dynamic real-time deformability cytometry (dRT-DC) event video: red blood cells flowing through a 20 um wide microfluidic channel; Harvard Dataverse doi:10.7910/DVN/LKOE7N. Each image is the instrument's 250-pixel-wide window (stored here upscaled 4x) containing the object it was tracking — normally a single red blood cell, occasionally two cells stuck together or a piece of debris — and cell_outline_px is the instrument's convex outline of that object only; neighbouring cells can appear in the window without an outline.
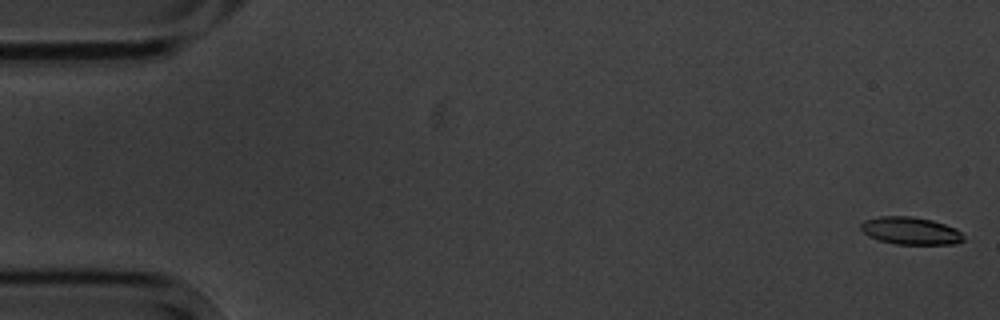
{"species": "common noctule bat (a hibernating species)", "species_latin": "Nyctalus noctula", "temperature_condition": "cold", "stored_images_in_passage": 6, "segment_of_instrument_passage": [1, 2], "camera_frame_rate_fps": 3000, "um_per_image_px": 0.085, "animal": {"sex": "male", "body_mass_g": 20.1, "forearm_length_mm": 53.5}, "frame": {"image": 1, "passage_image": 1, "time_ms": 0.0, "image_size_px": [1000, 320], "cell_outline_px": [[964, 240], [956, 244], [896, 244], [880, 240], [868, 236], [860, 228], [860, 224], [864, 220], [880, 216], [912, 216], [932, 220], [956, 228], [960, 232]], "centroid_in_image_um": [77.39, 19.61], "position_along_channel_um": 7.6, "area_um2": 16.42}}
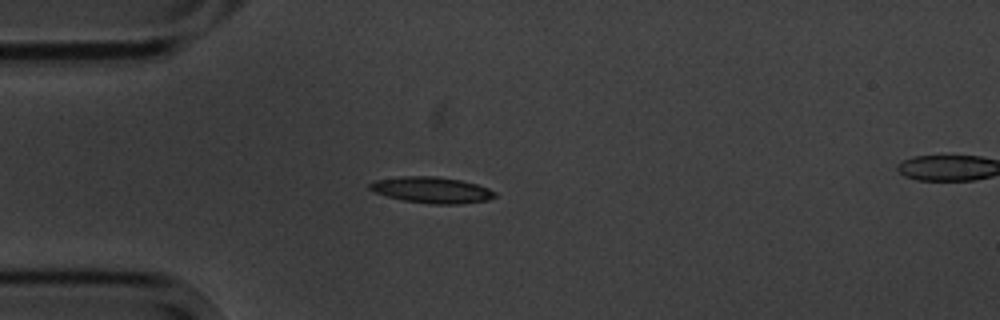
{"frame": {"image": 2, "passage_image": 5, "time_ms": 4.667, "image_size_px": [1000, 320], "cell_outline_px": [[496, 196], [488, 200], [460, 204], [436, 204], [404, 200], [372, 192], [368, 188], [368, 184], [376, 180], [400, 176], [436, 176], [460, 180], [476, 184], [488, 188], [496, 192]], "centroid_in_image_um": [36.69, 16.14], "position_along_channel_um": 48.3, "area_um2": 19.02}}